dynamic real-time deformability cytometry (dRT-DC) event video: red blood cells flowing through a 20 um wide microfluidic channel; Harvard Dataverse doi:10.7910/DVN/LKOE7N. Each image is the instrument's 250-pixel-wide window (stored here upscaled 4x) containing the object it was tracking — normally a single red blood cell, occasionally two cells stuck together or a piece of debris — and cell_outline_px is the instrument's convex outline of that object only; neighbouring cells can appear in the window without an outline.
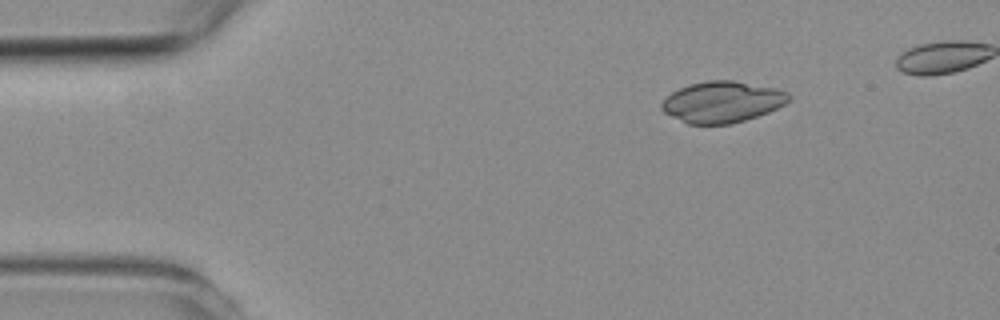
{"species": "common noctule bat (a hibernating species)", "species_latin": "Nyctalus noctula", "temperature_condition": "room temperature", "stored_images_in_passage": 6, "camera_frame_rate_fps": 3000, "um_per_image_px": 0.085, "animal": {"sex": "female", "body_mass_g": 19.3, "forearm_length_mm": 54.1}, "frame": {"image": 1, "passage_image": 3, "time_ms": 2.333, "image_size_px": [1000, 320], "cell_outline_px": [[792, 96], [784, 104], [768, 112], [732, 124], [688, 124], [664, 112], [660, 108], [660, 104], [672, 92], [680, 88], [692, 84], [708, 80], [732, 80], [776, 88], [788, 92]], "centroid_in_image_um": [61.39, 8.66], "position_along_channel_um": 23.6, "area_um2": 30.29}}